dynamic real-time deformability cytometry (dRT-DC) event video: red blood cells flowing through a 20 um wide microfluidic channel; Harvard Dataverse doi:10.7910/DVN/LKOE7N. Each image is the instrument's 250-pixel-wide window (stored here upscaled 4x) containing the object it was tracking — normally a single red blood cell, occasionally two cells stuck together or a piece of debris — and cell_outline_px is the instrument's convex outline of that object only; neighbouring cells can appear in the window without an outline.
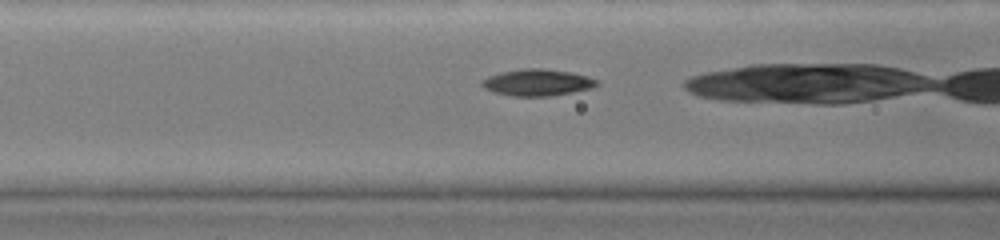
{"species": "common noctule bat (a hibernating species)", "species_latin": "Nyctalus noctula", "temperature_condition": "warm", "stored_images_in_passage": 38, "camera_frame_rate_fps": 3000, "um_per_image_px": 0.085, "animal": {"sex": "female", "body_mass_g": 19.0, "forearm_length_mm": 51.5}, "frame": {"image": 1, "passage_image": 16, "time_ms": 5.0, "image_size_px": [1000, 240], "cell_outline_px": [[600, 84], [592, 88], [552, 96], [512, 96], [492, 92], [484, 88], [480, 84], [480, 80], [488, 76], [500, 72], [524, 68], [544, 68], [572, 72], [588, 76], [600, 80]], "centroid_in_image_um": [45.68, 7.0], "position_along_channel_um": 120.9, "area_um2": 18.21}}
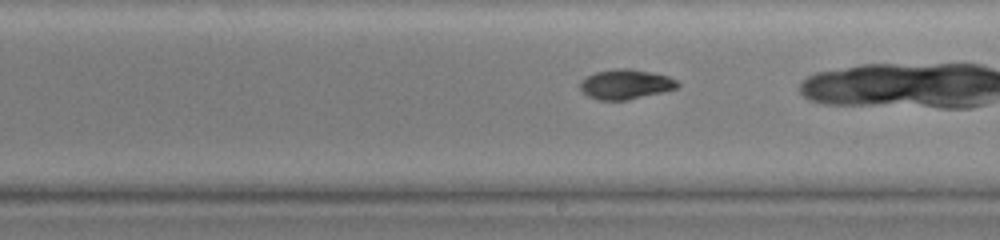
{"frame": {"image": 2, "passage_image": 25, "time_ms": 8.0, "image_size_px": [1000, 240], "cell_outline_px": [[680, 84], [676, 88], [628, 100], [596, 100], [588, 96], [580, 88], [580, 80], [584, 76], [596, 72], [612, 68], [632, 68], [652, 72], [668, 76], [676, 80]], "centroid_in_image_um": [53.13, 7.14], "position_along_channel_um": 235.9, "area_um2": 17.05}}